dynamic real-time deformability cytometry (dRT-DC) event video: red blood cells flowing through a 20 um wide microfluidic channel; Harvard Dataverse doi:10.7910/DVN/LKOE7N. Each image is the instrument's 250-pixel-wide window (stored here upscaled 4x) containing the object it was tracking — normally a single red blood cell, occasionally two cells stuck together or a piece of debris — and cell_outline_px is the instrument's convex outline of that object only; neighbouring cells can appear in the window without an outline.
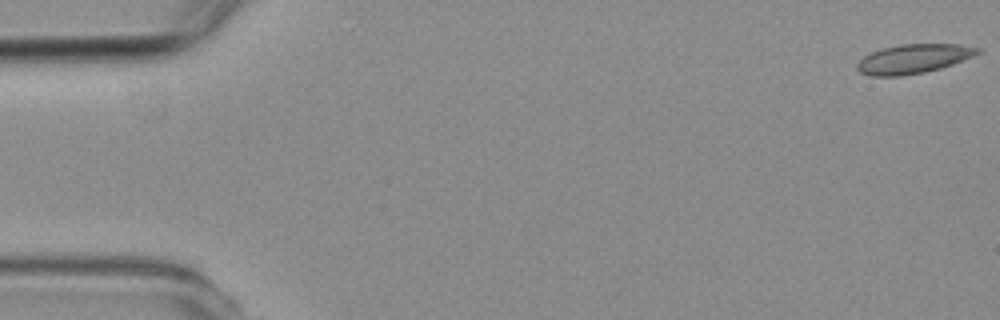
{"species": "common noctule bat (a hibernating species)", "species_latin": "Nyctalus noctula", "temperature_condition": "room temperature", "stored_images_in_passage": 5, "camera_frame_rate_fps": 3000, "um_per_image_px": 0.085, "animal": {"sex": "female", "body_mass_g": 19.3, "forearm_length_mm": 54.1}, "frame": {"image": 1, "passage_image": 1, "time_ms": 0.0, "image_size_px": [1000, 320], "cell_outline_px": [[980, 52], [964, 60], [940, 68], [924, 72], [900, 76], [872, 76], [860, 72], [856, 68], [856, 64], [864, 56], [872, 52], [884, 48], [904, 44], [960, 44], [980, 48]], "centroid_in_image_um": [77.64, 5.0], "position_along_channel_um": 7.4, "area_um2": 20.29}}
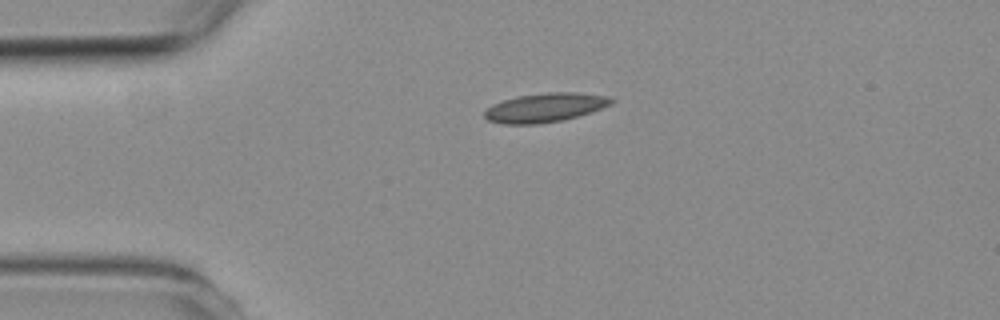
{"frame": {"image": 2, "passage_image": 4, "time_ms": 3.667, "image_size_px": [1000, 320], "cell_outline_px": [[616, 100], [612, 104], [564, 120], [536, 124], [504, 124], [488, 120], [484, 116], [484, 112], [492, 104], [516, 96], [548, 92], [576, 92], [608, 96]], "centroid_in_image_um": [46.32, 9.14], "position_along_channel_um": 38.7, "area_um2": 21.33}}